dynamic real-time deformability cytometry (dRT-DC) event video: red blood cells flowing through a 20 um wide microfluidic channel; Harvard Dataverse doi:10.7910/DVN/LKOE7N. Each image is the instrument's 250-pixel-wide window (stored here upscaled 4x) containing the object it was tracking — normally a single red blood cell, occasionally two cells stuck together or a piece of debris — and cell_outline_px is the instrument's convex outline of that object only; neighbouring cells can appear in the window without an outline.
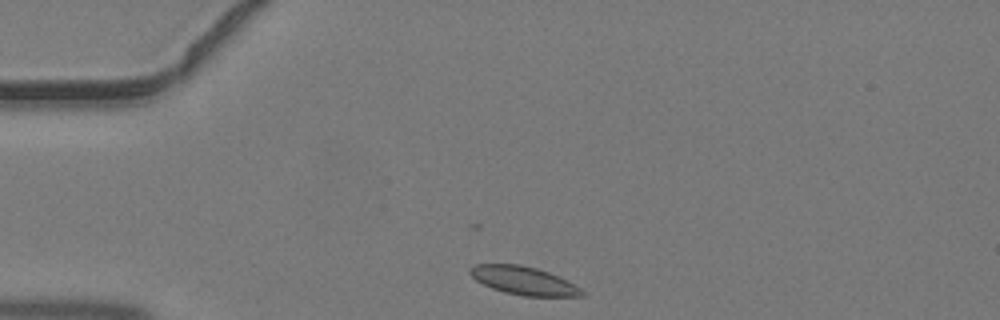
{"species": "common noctule bat (a hibernating species)", "species_latin": "Nyctalus noctula", "temperature_condition": "warm", "stored_images_in_passage": 35, "camera_frame_rate_fps": 3000, "um_per_image_px": 0.085, "animal": {"sex": "male", "body_mass_g": 19.2, "forearm_length_mm": 51.8}, "frame": {"image": 1, "passage_image": 1, "time_ms": 0.0, "image_size_px": [1000, 320], "cell_outline_px": [[584, 296], [524, 296], [504, 292], [492, 288], [476, 280], [468, 272], [468, 268], [476, 264], [520, 264], [536, 268], [548, 272], [580, 288], [584, 292]], "centroid_in_image_um": [44.46, 23.85], "position_along_channel_um": 40.5, "area_um2": 18.15}}
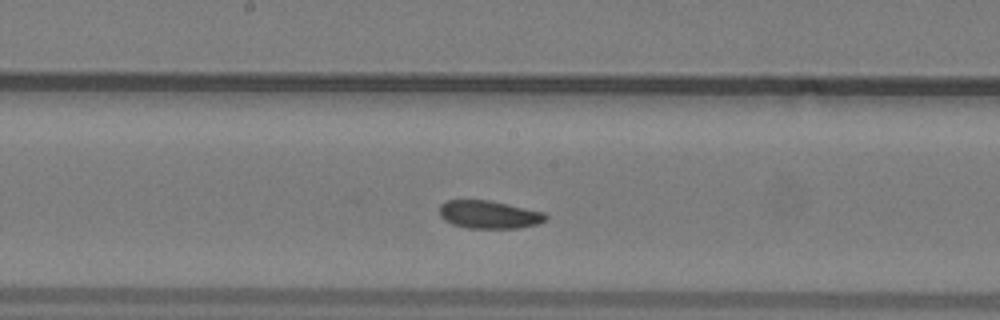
{"frame": {"image": 2, "passage_image": 14, "time_ms": 4.333, "image_size_px": [1000, 320], "cell_outline_px": [[548, 220], [536, 224], [520, 228], [468, 228], [452, 224], [444, 220], [440, 216], [440, 204], [448, 200], [488, 200], [544, 212], [548, 216]], "centroid_in_image_um": [41.57, 18.24], "position_along_channel_um": 206.6, "area_um2": 17.28}}
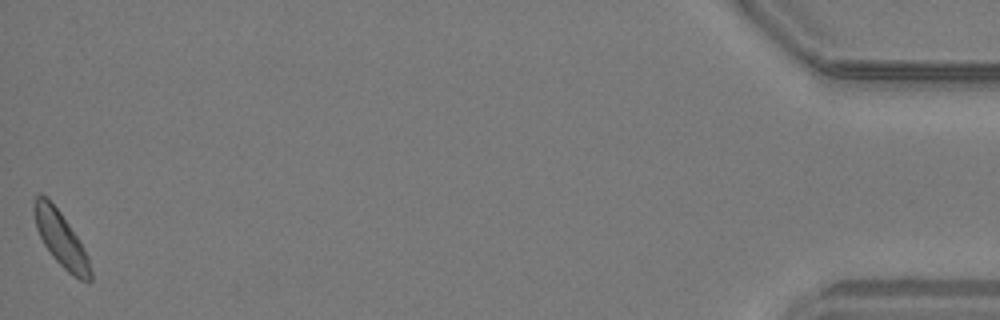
{"frame": {"image": 3, "passage_image": 35, "time_ms": 11.333, "image_size_px": [1000, 320], "cell_outline_px": [[92, 280], [88, 284], [72, 276], [52, 256], [44, 244], [36, 228], [32, 208], [36, 196], [40, 192], [48, 196], [60, 212], [84, 248], [88, 256], [92, 272]], "centroid_in_image_um": [5.17, 20.32], "position_along_channel_um": 430.0, "area_um2": 18.21}}